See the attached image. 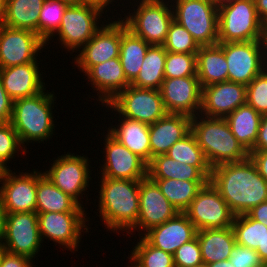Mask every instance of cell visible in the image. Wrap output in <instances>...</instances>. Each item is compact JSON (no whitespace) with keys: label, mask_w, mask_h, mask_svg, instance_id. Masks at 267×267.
<instances>
[{"label":"cell","mask_w":267,"mask_h":267,"mask_svg":"<svg viewBox=\"0 0 267 267\" xmlns=\"http://www.w3.org/2000/svg\"><path fill=\"white\" fill-rule=\"evenodd\" d=\"M13 100L9 97L0 78V123L10 122Z\"/></svg>","instance_id":"cell-46"},{"label":"cell","mask_w":267,"mask_h":267,"mask_svg":"<svg viewBox=\"0 0 267 267\" xmlns=\"http://www.w3.org/2000/svg\"><path fill=\"white\" fill-rule=\"evenodd\" d=\"M267 150V115L262 117L260 128L258 131V138L255 142L252 151Z\"/></svg>","instance_id":"cell-49"},{"label":"cell","mask_w":267,"mask_h":267,"mask_svg":"<svg viewBox=\"0 0 267 267\" xmlns=\"http://www.w3.org/2000/svg\"><path fill=\"white\" fill-rule=\"evenodd\" d=\"M192 117L183 114H167L149 125L151 159L166 154L171 146L191 132Z\"/></svg>","instance_id":"cell-25"},{"label":"cell","mask_w":267,"mask_h":267,"mask_svg":"<svg viewBox=\"0 0 267 267\" xmlns=\"http://www.w3.org/2000/svg\"><path fill=\"white\" fill-rule=\"evenodd\" d=\"M202 260L205 264L229 260L236 244L234 230L231 227L203 229L197 231Z\"/></svg>","instance_id":"cell-30"},{"label":"cell","mask_w":267,"mask_h":267,"mask_svg":"<svg viewBox=\"0 0 267 267\" xmlns=\"http://www.w3.org/2000/svg\"><path fill=\"white\" fill-rule=\"evenodd\" d=\"M184 213L197 230L231 227L235 217L210 182L202 187Z\"/></svg>","instance_id":"cell-11"},{"label":"cell","mask_w":267,"mask_h":267,"mask_svg":"<svg viewBox=\"0 0 267 267\" xmlns=\"http://www.w3.org/2000/svg\"><path fill=\"white\" fill-rule=\"evenodd\" d=\"M58 1H61L62 3H65L68 6L85 3L83 0H58Z\"/></svg>","instance_id":"cell-57"},{"label":"cell","mask_w":267,"mask_h":267,"mask_svg":"<svg viewBox=\"0 0 267 267\" xmlns=\"http://www.w3.org/2000/svg\"><path fill=\"white\" fill-rule=\"evenodd\" d=\"M178 212L162 194L157 183L147 176L140 181L137 223L127 233L132 235L130 232L137 229L145 233L149 229L172 219Z\"/></svg>","instance_id":"cell-17"},{"label":"cell","mask_w":267,"mask_h":267,"mask_svg":"<svg viewBox=\"0 0 267 267\" xmlns=\"http://www.w3.org/2000/svg\"><path fill=\"white\" fill-rule=\"evenodd\" d=\"M45 0H5L3 25L38 34L39 12Z\"/></svg>","instance_id":"cell-33"},{"label":"cell","mask_w":267,"mask_h":267,"mask_svg":"<svg viewBox=\"0 0 267 267\" xmlns=\"http://www.w3.org/2000/svg\"><path fill=\"white\" fill-rule=\"evenodd\" d=\"M232 228L234 230L236 243L257 250L262 246L267 226L251 219L247 214L234 217Z\"/></svg>","instance_id":"cell-37"},{"label":"cell","mask_w":267,"mask_h":267,"mask_svg":"<svg viewBox=\"0 0 267 267\" xmlns=\"http://www.w3.org/2000/svg\"><path fill=\"white\" fill-rule=\"evenodd\" d=\"M37 215L42 241L49 238L71 252L78 251L75 249L79 247L83 230L89 232L85 224L89 220L84 212H46Z\"/></svg>","instance_id":"cell-13"},{"label":"cell","mask_w":267,"mask_h":267,"mask_svg":"<svg viewBox=\"0 0 267 267\" xmlns=\"http://www.w3.org/2000/svg\"><path fill=\"white\" fill-rule=\"evenodd\" d=\"M5 219H6V212L0 203V243H3L5 236Z\"/></svg>","instance_id":"cell-53"},{"label":"cell","mask_w":267,"mask_h":267,"mask_svg":"<svg viewBox=\"0 0 267 267\" xmlns=\"http://www.w3.org/2000/svg\"><path fill=\"white\" fill-rule=\"evenodd\" d=\"M209 182L235 216L246 214L267 201V181L259 174L250 157L213 167Z\"/></svg>","instance_id":"cell-1"},{"label":"cell","mask_w":267,"mask_h":267,"mask_svg":"<svg viewBox=\"0 0 267 267\" xmlns=\"http://www.w3.org/2000/svg\"><path fill=\"white\" fill-rule=\"evenodd\" d=\"M256 252L259 254L261 261L267 267V232L265 233L262 246H259Z\"/></svg>","instance_id":"cell-52"},{"label":"cell","mask_w":267,"mask_h":267,"mask_svg":"<svg viewBox=\"0 0 267 267\" xmlns=\"http://www.w3.org/2000/svg\"><path fill=\"white\" fill-rule=\"evenodd\" d=\"M83 208L84 205L63 193L43 172L37 171L36 213L85 212Z\"/></svg>","instance_id":"cell-28"},{"label":"cell","mask_w":267,"mask_h":267,"mask_svg":"<svg viewBox=\"0 0 267 267\" xmlns=\"http://www.w3.org/2000/svg\"><path fill=\"white\" fill-rule=\"evenodd\" d=\"M5 252H6V249L3 245V243H0V262H1L2 256L4 255Z\"/></svg>","instance_id":"cell-60"},{"label":"cell","mask_w":267,"mask_h":267,"mask_svg":"<svg viewBox=\"0 0 267 267\" xmlns=\"http://www.w3.org/2000/svg\"><path fill=\"white\" fill-rule=\"evenodd\" d=\"M209 3L215 5L216 7H220L224 4H227L231 0H207Z\"/></svg>","instance_id":"cell-58"},{"label":"cell","mask_w":267,"mask_h":267,"mask_svg":"<svg viewBox=\"0 0 267 267\" xmlns=\"http://www.w3.org/2000/svg\"><path fill=\"white\" fill-rule=\"evenodd\" d=\"M170 3V0H136L134 6L137 5V9H133L134 12H129L127 16L124 14L122 21L127 29L149 45L162 46L174 19Z\"/></svg>","instance_id":"cell-6"},{"label":"cell","mask_w":267,"mask_h":267,"mask_svg":"<svg viewBox=\"0 0 267 267\" xmlns=\"http://www.w3.org/2000/svg\"><path fill=\"white\" fill-rule=\"evenodd\" d=\"M140 181L101 177L97 211L109 231L128 232L137 223Z\"/></svg>","instance_id":"cell-2"},{"label":"cell","mask_w":267,"mask_h":267,"mask_svg":"<svg viewBox=\"0 0 267 267\" xmlns=\"http://www.w3.org/2000/svg\"><path fill=\"white\" fill-rule=\"evenodd\" d=\"M162 46L166 51L174 53H197L201 47L192 35L174 19Z\"/></svg>","instance_id":"cell-41"},{"label":"cell","mask_w":267,"mask_h":267,"mask_svg":"<svg viewBox=\"0 0 267 267\" xmlns=\"http://www.w3.org/2000/svg\"><path fill=\"white\" fill-rule=\"evenodd\" d=\"M45 41L35 32L0 25V68L37 62ZM40 51V52H39Z\"/></svg>","instance_id":"cell-14"},{"label":"cell","mask_w":267,"mask_h":267,"mask_svg":"<svg viewBox=\"0 0 267 267\" xmlns=\"http://www.w3.org/2000/svg\"><path fill=\"white\" fill-rule=\"evenodd\" d=\"M165 60V48L163 46L151 45L147 50L138 76L130 85L138 88L159 90L165 79Z\"/></svg>","instance_id":"cell-34"},{"label":"cell","mask_w":267,"mask_h":267,"mask_svg":"<svg viewBox=\"0 0 267 267\" xmlns=\"http://www.w3.org/2000/svg\"><path fill=\"white\" fill-rule=\"evenodd\" d=\"M159 90L168 114L194 117L200 113L202 87L197 76L165 78Z\"/></svg>","instance_id":"cell-20"},{"label":"cell","mask_w":267,"mask_h":267,"mask_svg":"<svg viewBox=\"0 0 267 267\" xmlns=\"http://www.w3.org/2000/svg\"><path fill=\"white\" fill-rule=\"evenodd\" d=\"M251 219L267 226V201L262 202L246 213Z\"/></svg>","instance_id":"cell-50"},{"label":"cell","mask_w":267,"mask_h":267,"mask_svg":"<svg viewBox=\"0 0 267 267\" xmlns=\"http://www.w3.org/2000/svg\"><path fill=\"white\" fill-rule=\"evenodd\" d=\"M138 241L129 255L135 267H175L173 254L150 245L142 236Z\"/></svg>","instance_id":"cell-36"},{"label":"cell","mask_w":267,"mask_h":267,"mask_svg":"<svg viewBox=\"0 0 267 267\" xmlns=\"http://www.w3.org/2000/svg\"><path fill=\"white\" fill-rule=\"evenodd\" d=\"M4 7L5 0H0V25H2L4 21Z\"/></svg>","instance_id":"cell-59"},{"label":"cell","mask_w":267,"mask_h":267,"mask_svg":"<svg viewBox=\"0 0 267 267\" xmlns=\"http://www.w3.org/2000/svg\"><path fill=\"white\" fill-rule=\"evenodd\" d=\"M118 121L119 125H112L108 132L148 164L151 161L149 125L126 117L121 120L119 117Z\"/></svg>","instance_id":"cell-27"},{"label":"cell","mask_w":267,"mask_h":267,"mask_svg":"<svg viewBox=\"0 0 267 267\" xmlns=\"http://www.w3.org/2000/svg\"><path fill=\"white\" fill-rule=\"evenodd\" d=\"M208 267H233V266L230 260H223V261L211 263L208 265Z\"/></svg>","instance_id":"cell-56"},{"label":"cell","mask_w":267,"mask_h":267,"mask_svg":"<svg viewBox=\"0 0 267 267\" xmlns=\"http://www.w3.org/2000/svg\"><path fill=\"white\" fill-rule=\"evenodd\" d=\"M103 106L113 109L111 112H117L120 118L126 117L147 125L155 123L168 114L160 90L138 88L132 85L127 86L111 102Z\"/></svg>","instance_id":"cell-9"},{"label":"cell","mask_w":267,"mask_h":267,"mask_svg":"<svg viewBox=\"0 0 267 267\" xmlns=\"http://www.w3.org/2000/svg\"><path fill=\"white\" fill-rule=\"evenodd\" d=\"M42 243L36 212L6 213L3 240L6 252L33 259Z\"/></svg>","instance_id":"cell-12"},{"label":"cell","mask_w":267,"mask_h":267,"mask_svg":"<svg viewBox=\"0 0 267 267\" xmlns=\"http://www.w3.org/2000/svg\"><path fill=\"white\" fill-rule=\"evenodd\" d=\"M104 164L101 176L110 179L142 180L147 177V163L132 153L108 131L104 139Z\"/></svg>","instance_id":"cell-18"},{"label":"cell","mask_w":267,"mask_h":267,"mask_svg":"<svg viewBox=\"0 0 267 267\" xmlns=\"http://www.w3.org/2000/svg\"><path fill=\"white\" fill-rule=\"evenodd\" d=\"M262 117V115L248 104L239 106L225 117L233 135L248 153L253 150L258 138Z\"/></svg>","instance_id":"cell-31"},{"label":"cell","mask_w":267,"mask_h":267,"mask_svg":"<svg viewBox=\"0 0 267 267\" xmlns=\"http://www.w3.org/2000/svg\"><path fill=\"white\" fill-rule=\"evenodd\" d=\"M170 1L174 20L181 24L200 46L218 44V7L207 0Z\"/></svg>","instance_id":"cell-8"},{"label":"cell","mask_w":267,"mask_h":267,"mask_svg":"<svg viewBox=\"0 0 267 267\" xmlns=\"http://www.w3.org/2000/svg\"><path fill=\"white\" fill-rule=\"evenodd\" d=\"M246 104V86L225 81L202 87L200 113L207 117L225 118Z\"/></svg>","instance_id":"cell-21"},{"label":"cell","mask_w":267,"mask_h":267,"mask_svg":"<svg viewBox=\"0 0 267 267\" xmlns=\"http://www.w3.org/2000/svg\"><path fill=\"white\" fill-rule=\"evenodd\" d=\"M166 155L173 160L186 163L190 166H210L192 132L183 139L175 142Z\"/></svg>","instance_id":"cell-38"},{"label":"cell","mask_w":267,"mask_h":267,"mask_svg":"<svg viewBox=\"0 0 267 267\" xmlns=\"http://www.w3.org/2000/svg\"><path fill=\"white\" fill-rule=\"evenodd\" d=\"M149 45L144 39L127 29L121 19V43L119 59L127 81L131 84L139 74Z\"/></svg>","instance_id":"cell-32"},{"label":"cell","mask_w":267,"mask_h":267,"mask_svg":"<svg viewBox=\"0 0 267 267\" xmlns=\"http://www.w3.org/2000/svg\"><path fill=\"white\" fill-rule=\"evenodd\" d=\"M262 45H263L264 71L267 72V31L262 39Z\"/></svg>","instance_id":"cell-55"},{"label":"cell","mask_w":267,"mask_h":267,"mask_svg":"<svg viewBox=\"0 0 267 267\" xmlns=\"http://www.w3.org/2000/svg\"><path fill=\"white\" fill-rule=\"evenodd\" d=\"M197 77L201 87L228 81L223 43L201 46L197 51Z\"/></svg>","instance_id":"cell-29"},{"label":"cell","mask_w":267,"mask_h":267,"mask_svg":"<svg viewBox=\"0 0 267 267\" xmlns=\"http://www.w3.org/2000/svg\"><path fill=\"white\" fill-rule=\"evenodd\" d=\"M191 132L211 168L244 161L249 157V153L233 135L225 118L198 114L192 117Z\"/></svg>","instance_id":"cell-3"},{"label":"cell","mask_w":267,"mask_h":267,"mask_svg":"<svg viewBox=\"0 0 267 267\" xmlns=\"http://www.w3.org/2000/svg\"><path fill=\"white\" fill-rule=\"evenodd\" d=\"M175 267H193L203 263L197 236L182 244L173 254Z\"/></svg>","instance_id":"cell-44"},{"label":"cell","mask_w":267,"mask_h":267,"mask_svg":"<svg viewBox=\"0 0 267 267\" xmlns=\"http://www.w3.org/2000/svg\"><path fill=\"white\" fill-rule=\"evenodd\" d=\"M193 267H208V264L202 263V264H200V265L193 266Z\"/></svg>","instance_id":"cell-61"},{"label":"cell","mask_w":267,"mask_h":267,"mask_svg":"<svg viewBox=\"0 0 267 267\" xmlns=\"http://www.w3.org/2000/svg\"><path fill=\"white\" fill-rule=\"evenodd\" d=\"M102 105L111 102L130 83L124 75L119 57L91 67L85 74Z\"/></svg>","instance_id":"cell-24"},{"label":"cell","mask_w":267,"mask_h":267,"mask_svg":"<svg viewBox=\"0 0 267 267\" xmlns=\"http://www.w3.org/2000/svg\"><path fill=\"white\" fill-rule=\"evenodd\" d=\"M166 199L179 211L184 212L197 193L209 181H186L177 179H152Z\"/></svg>","instance_id":"cell-35"},{"label":"cell","mask_w":267,"mask_h":267,"mask_svg":"<svg viewBox=\"0 0 267 267\" xmlns=\"http://www.w3.org/2000/svg\"><path fill=\"white\" fill-rule=\"evenodd\" d=\"M67 6L58 0H45L38 20V35L45 42L59 29Z\"/></svg>","instance_id":"cell-39"},{"label":"cell","mask_w":267,"mask_h":267,"mask_svg":"<svg viewBox=\"0 0 267 267\" xmlns=\"http://www.w3.org/2000/svg\"><path fill=\"white\" fill-rule=\"evenodd\" d=\"M38 64L37 62H30L23 65L0 68L3 88L13 101L30 97L46 90Z\"/></svg>","instance_id":"cell-23"},{"label":"cell","mask_w":267,"mask_h":267,"mask_svg":"<svg viewBox=\"0 0 267 267\" xmlns=\"http://www.w3.org/2000/svg\"><path fill=\"white\" fill-rule=\"evenodd\" d=\"M246 104L267 115V72L262 71L246 86Z\"/></svg>","instance_id":"cell-43"},{"label":"cell","mask_w":267,"mask_h":267,"mask_svg":"<svg viewBox=\"0 0 267 267\" xmlns=\"http://www.w3.org/2000/svg\"><path fill=\"white\" fill-rule=\"evenodd\" d=\"M18 137V134L14 130L10 122L0 123V168L4 170H9L7 163L14 159L13 157L21 151L20 153L26 152V147L23 148ZM19 149V150H18ZM9 161V162H8Z\"/></svg>","instance_id":"cell-42"},{"label":"cell","mask_w":267,"mask_h":267,"mask_svg":"<svg viewBox=\"0 0 267 267\" xmlns=\"http://www.w3.org/2000/svg\"><path fill=\"white\" fill-rule=\"evenodd\" d=\"M211 170L210 166H190L161 154L153 157L148 163L147 176L150 179L209 181Z\"/></svg>","instance_id":"cell-26"},{"label":"cell","mask_w":267,"mask_h":267,"mask_svg":"<svg viewBox=\"0 0 267 267\" xmlns=\"http://www.w3.org/2000/svg\"><path fill=\"white\" fill-rule=\"evenodd\" d=\"M102 13L103 8L91 3L67 6L59 29L45 43L58 35L63 48L77 53L105 23L99 26Z\"/></svg>","instance_id":"cell-7"},{"label":"cell","mask_w":267,"mask_h":267,"mask_svg":"<svg viewBox=\"0 0 267 267\" xmlns=\"http://www.w3.org/2000/svg\"><path fill=\"white\" fill-rule=\"evenodd\" d=\"M233 267H266L256 250L235 244L229 257Z\"/></svg>","instance_id":"cell-45"},{"label":"cell","mask_w":267,"mask_h":267,"mask_svg":"<svg viewBox=\"0 0 267 267\" xmlns=\"http://www.w3.org/2000/svg\"><path fill=\"white\" fill-rule=\"evenodd\" d=\"M0 203L6 213L36 212L37 170L20 172L2 171Z\"/></svg>","instance_id":"cell-16"},{"label":"cell","mask_w":267,"mask_h":267,"mask_svg":"<svg viewBox=\"0 0 267 267\" xmlns=\"http://www.w3.org/2000/svg\"><path fill=\"white\" fill-rule=\"evenodd\" d=\"M45 91L13 101L10 123L23 147L25 143L27 145L33 141L34 143L48 141L54 133L52 108L54 109L56 96L52 92Z\"/></svg>","instance_id":"cell-4"},{"label":"cell","mask_w":267,"mask_h":267,"mask_svg":"<svg viewBox=\"0 0 267 267\" xmlns=\"http://www.w3.org/2000/svg\"><path fill=\"white\" fill-rule=\"evenodd\" d=\"M197 53H174L166 51L165 78L197 76Z\"/></svg>","instance_id":"cell-40"},{"label":"cell","mask_w":267,"mask_h":267,"mask_svg":"<svg viewBox=\"0 0 267 267\" xmlns=\"http://www.w3.org/2000/svg\"><path fill=\"white\" fill-rule=\"evenodd\" d=\"M121 18L103 24L93 37L82 47L74 58V63L81 72L86 73L91 67L119 57L121 43Z\"/></svg>","instance_id":"cell-19"},{"label":"cell","mask_w":267,"mask_h":267,"mask_svg":"<svg viewBox=\"0 0 267 267\" xmlns=\"http://www.w3.org/2000/svg\"><path fill=\"white\" fill-rule=\"evenodd\" d=\"M89 163L88 157L77 154L75 156L74 153L67 152L56 158L43 174L63 193L68 194L82 205L83 201L81 202L80 199H83L82 195L88 190L89 181L92 179Z\"/></svg>","instance_id":"cell-10"},{"label":"cell","mask_w":267,"mask_h":267,"mask_svg":"<svg viewBox=\"0 0 267 267\" xmlns=\"http://www.w3.org/2000/svg\"><path fill=\"white\" fill-rule=\"evenodd\" d=\"M257 15L267 28V0H254Z\"/></svg>","instance_id":"cell-51"},{"label":"cell","mask_w":267,"mask_h":267,"mask_svg":"<svg viewBox=\"0 0 267 267\" xmlns=\"http://www.w3.org/2000/svg\"><path fill=\"white\" fill-rule=\"evenodd\" d=\"M249 157L255 163L259 174L267 181V150L251 151Z\"/></svg>","instance_id":"cell-48"},{"label":"cell","mask_w":267,"mask_h":267,"mask_svg":"<svg viewBox=\"0 0 267 267\" xmlns=\"http://www.w3.org/2000/svg\"><path fill=\"white\" fill-rule=\"evenodd\" d=\"M85 3H91L95 4L104 10L106 9L107 6L112 4V2H116L115 0H83Z\"/></svg>","instance_id":"cell-54"},{"label":"cell","mask_w":267,"mask_h":267,"mask_svg":"<svg viewBox=\"0 0 267 267\" xmlns=\"http://www.w3.org/2000/svg\"><path fill=\"white\" fill-rule=\"evenodd\" d=\"M228 81L247 86L264 70L262 40L223 43Z\"/></svg>","instance_id":"cell-15"},{"label":"cell","mask_w":267,"mask_h":267,"mask_svg":"<svg viewBox=\"0 0 267 267\" xmlns=\"http://www.w3.org/2000/svg\"><path fill=\"white\" fill-rule=\"evenodd\" d=\"M197 229L184 212H178L172 219L155 226L145 233H139L150 245L174 254L184 243L195 238ZM143 233V234H142Z\"/></svg>","instance_id":"cell-22"},{"label":"cell","mask_w":267,"mask_h":267,"mask_svg":"<svg viewBox=\"0 0 267 267\" xmlns=\"http://www.w3.org/2000/svg\"><path fill=\"white\" fill-rule=\"evenodd\" d=\"M32 259L5 252L2 256L0 267H33Z\"/></svg>","instance_id":"cell-47"},{"label":"cell","mask_w":267,"mask_h":267,"mask_svg":"<svg viewBox=\"0 0 267 267\" xmlns=\"http://www.w3.org/2000/svg\"><path fill=\"white\" fill-rule=\"evenodd\" d=\"M266 31L254 0H231L218 7V43L262 40Z\"/></svg>","instance_id":"cell-5"}]
</instances>
